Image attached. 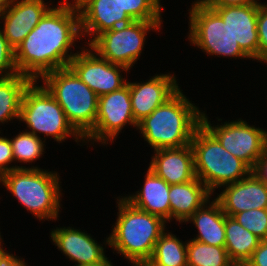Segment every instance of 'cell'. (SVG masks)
<instances>
[{
	"mask_svg": "<svg viewBox=\"0 0 267 266\" xmlns=\"http://www.w3.org/2000/svg\"><path fill=\"white\" fill-rule=\"evenodd\" d=\"M1 236H2V235H1V231H0V243H3L4 241H2L3 238H2Z\"/></svg>",
	"mask_w": 267,
	"mask_h": 266,
	"instance_id": "cell-41",
	"label": "cell"
},
{
	"mask_svg": "<svg viewBox=\"0 0 267 266\" xmlns=\"http://www.w3.org/2000/svg\"><path fill=\"white\" fill-rule=\"evenodd\" d=\"M243 266H267V240H261Z\"/></svg>",
	"mask_w": 267,
	"mask_h": 266,
	"instance_id": "cell-33",
	"label": "cell"
},
{
	"mask_svg": "<svg viewBox=\"0 0 267 266\" xmlns=\"http://www.w3.org/2000/svg\"><path fill=\"white\" fill-rule=\"evenodd\" d=\"M44 0H12L0 16V29L7 42L16 49L51 8Z\"/></svg>",
	"mask_w": 267,
	"mask_h": 266,
	"instance_id": "cell-17",
	"label": "cell"
},
{
	"mask_svg": "<svg viewBox=\"0 0 267 266\" xmlns=\"http://www.w3.org/2000/svg\"><path fill=\"white\" fill-rule=\"evenodd\" d=\"M189 222L193 223L198 231L192 239L212 246L225 247V213L214 198L197 209L185 224Z\"/></svg>",
	"mask_w": 267,
	"mask_h": 266,
	"instance_id": "cell-22",
	"label": "cell"
},
{
	"mask_svg": "<svg viewBox=\"0 0 267 266\" xmlns=\"http://www.w3.org/2000/svg\"><path fill=\"white\" fill-rule=\"evenodd\" d=\"M86 47V48H85ZM68 67L83 81L98 97L118 90L125 86L128 79L123 77L129 69L112 64L100 57L88 45L82 46Z\"/></svg>",
	"mask_w": 267,
	"mask_h": 266,
	"instance_id": "cell-12",
	"label": "cell"
},
{
	"mask_svg": "<svg viewBox=\"0 0 267 266\" xmlns=\"http://www.w3.org/2000/svg\"><path fill=\"white\" fill-rule=\"evenodd\" d=\"M5 266H28V264L24 261V258H20L14 255Z\"/></svg>",
	"mask_w": 267,
	"mask_h": 266,
	"instance_id": "cell-38",
	"label": "cell"
},
{
	"mask_svg": "<svg viewBox=\"0 0 267 266\" xmlns=\"http://www.w3.org/2000/svg\"><path fill=\"white\" fill-rule=\"evenodd\" d=\"M12 0H0V16L4 13V11L11 4Z\"/></svg>",
	"mask_w": 267,
	"mask_h": 266,
	"instance_id": "cell-39",
	"label": "cell"
},
{
	"mask_svg": "<svg viewBox=\"0 0 267 266\" xmlns=\"http://www.w3.org/2000/svg\"><path fill=\"white\" fill-rule=\"evenodd\" d=\"M12 152L14 157V164L30 163L31 167L28 168H40L39 166H32V162L35 163L44 154L46 141L43 138L27 132L26 130L20 131L17 135L10 138Z\"/></svg>",
	"mask_w": 267,
	"mask_h": 266,
	"instance_id": "cell-27",
	"label": "cell"
},
{
	"mask_svg": "<svg viewBox=\"0 0 267 266\" xmlns=\"http://www.w3.org/2000/svg\"><path fill=\"white\" fill-rule=\"evenodd\" d=\"M136 130L138 123L132 112L128 82L122 88L98 97V112L94 128L84 137V142L92 146L95 142L110 145L126 125Z\"/></svg>",
	"mask_w": 267,
	"mask_h": 266,
	"instance_id": "cell-11",
	"label": "cell"
},
{
	"mask_svg": "<svg viewBox=\"0 0 267 266\" xmlns=\"http://www.w3.org/2000/svg\"><path fill=\"white\" fill-rule=\"evenodd\" d=\"M223 188V189H221ZM215 200L227 216L252 209H267V185L253 172L246 178L224 185Z\"/></svg>",
	"mask_w": 267,
	"mask_h": 266,
	"instance_id": "cell-16",
	"label": "cell"
},
{
	"mask_svg": "<svg viewBox=\"0 0 267 266\" xmlns=\"http://www.w3.org/2000/svg\"><path fill=\"white\" fill-rule=\"evenodd\" d=\"M213 194L196 177L186 183L170 185V222L185 223V221L201 208Z\"/></svg>",
	"mask_w": 267,
	"mask_h": 266,
	"instance_id": "cell-21",
	"label": "cell"
},
{
	"mask_svg": "<svg viewBox=\"0 0 267 266\" xmlns=\"http://www.w3.org/2000/svg\"><path fill=\"white\" fill-rule=\"evenodd\" d=\"M252 172L267 185V148L252 169Z\"/></svg>",
	"mask_w": 267,
	"mask_h": 266,
	"instance_id": "cell-35",
	"label": "cell"
},
{
	"mask_svg": "<svg viewBox=\"0 0 267 266\" xmlns=\"http://www.w3.org/2000/svg\"><path fill=\"white\" fill-rule=\"evenodd\" d=\"M194 153L196 177L214 195L216 189L246 178L252 169L230 154L218 139L201 123L190 143Z\"/></svg>",
	"mask_w": 267,
	"mask_h": 266,
	"instance_id": "cell-5",
	"label": "cell"
},
{
	"mask_svg": "<svg viewBox=\"0 0 267 266\" xmlns=\"http://www.w3.org/2000/svg\"><path fill=\"white\" fill-rule=\"evenodd\" d=\"M178 85V79L172 72L155 74L146 82L128 80L135 121L139 123L150 115L180 88Z\"/></svg>",
	"mask_w": 267,
	"mask_h": 266,
	"instance_id": "cell-14",
	"label": "cell"
},
{
	"mask_svg": "<svg viewBox=\"0 0 267 266\" xmlns=\"http://www.w3.org/2000/svg\"><path fill=\"white\" fill-rule=\"evenodd\" d=\"M60 178L57 171L49 169L17 168L2 175L0 184L35 219L56 222L63 208Z\"/></svg>",
	"mask_w": 267,
	"mask_h": 266,
	"instance_id": "cell-4",
	"label": "cell"
},
{
	"mask_svg": "<svg viewBox=\"0 0 267 266\" xmlns=\"http://www.w3.org/2000/svg\"><path fill=\"white\" fill-rule=\"evenodd\" d=\"M260 242L261 239L241 226L234 217L225 214V248L236 266H243Z\"/></svg>",
	"mask_w": 267,
	"mask_h": 266,
	"instance_id": "cell-23",
	"label": "cell"
},
{
	"mask_svg": "<svg viewBox=\"0 0 267 266\" xmlns=\"http://www.w3.org/2000/svg\"><path fill=\"white\" fill-rule=\"evenodd\" d=\"M79 16L82 38L89 37L85 45L105 31L134 21L122 10L119 0H91L79 11Z\"/></svg>",
	"mask_w": 267,
	"mask_h": 266,
	"instance_id": "cell-18",
	"label": "cell"
},
{
	"mask_svg": "<svg viewBox=\"0 0 267 266\" xmlns=\"http://www.w3.org/2000/svg\"><path fill=\"white\" fill-rule=\"evenodd\" d=\"M238 223L261 240H267V209H252L233 216Z\"/></svg>",
	"mask_w": 267,
	"mask_h": 266,
	"instance_id": "cell-29",
	"label": "cell"
},
{
	"mask_svg": "<svg viewBox=\"0 0 267 266\" xmlns=\"http://www.w3.org/2000/svg\"><path fill=\"white\" fill-rule=\"evenodd\" d=\"M3 243H0V266H5V264L15 255L3 247Z\"/></svg>",
	"mask_w": 267,
	"mask_h": 266,
	"instance_id": "cell-36",
	"label": "cell"
},
{
	"mask_svg": "<svg viewBox=\"0 0 267 266\" xmlns=\"http://www.w3.org/2000/svg\"><path fill=\"white\" fill-rule=\"evenodd\" d=\"M142 265L187 266V241L165 231L156 242L150 260Z\"/></svg>",
	"mask_w": 267,
	"mask_h": 266,
	"instance_id": "cell-25",
	"label": "cell"
},
{
	"mask_svg": "<svg viewBox=\"0 0 267 266\" xmlns=\"http://www.w3.org/2000/svg\"><path fill=\"white\" fill-rule=\"evenodd\" d=\"M14 163V157L12 152V146L10 142V138L7 136H0V177L9 171H12L17 168H28L26 166L18 165H9Z\"/></svg>",
	"mask_w": 267,
	"mask_h": 266,
	"instance_id": "cell-32",
	"label": "cell"
},
{
	"mask_svg": "<svg viewBox=\"0 0 267 266\" xmlns=\"http://www.w3.org/2000/svg\"><path fill=\"white\" fill-rule=\"evenodd\" d=\"M205 112H202L201 123L230 154L253 169L267 148V130L250 125L241 118L213 125Z\"/></svg>",
	"mask_w": 267,
	"mask_h": 266,
	"instance_id": "cell-10",
	"label": "cell"
},
{
	"mask_svg": "<svg viewBox=\"0 0 267 266\" xmlns=\"http://www.w3.org/2000/svg\"><path fill=\"white\" fill-rule=\"evenodd\" d=\"M204 6H227V5H249L261 4L259 0H198Z\"/></svg>",
	"mask_w": 267,
	"mask_h": 266,
	"instance_id": "cell-34",
	"label": "cell"
},
{
	"mask_svg": "<svg viewBox=\"0 0 267 266\" xmlns=\"http://www.w3.org/2000/svg\"><path fill=\"white\" fill-rule=\"evenodd\" d=\"M260 4L206 6L212 8L228 25L235 41L252 59L259 62L257 14Z\"/></svg>",
	"mask_w": 267,
	"mask_h": 266,
	"instance_id": "cell-15",
	"label": "cell"
},
{
	"mask_svg": "<svg viewBox=\"0 0 267 266\" xmlns=\"http://www.w3.org/2000/svg\"><path fill=\"white\" fill-rule=\"evenodd\" d=\"M134 21L163 22L161 0H119Z\"/></svg>",
	"mask_w": 267,
	"mask_h": 266,
	"instance_id": "cell-28",
	"label": "cell"
},
{
	"mask_svg": "<svg viewBox=\"0 0 267 266\" xmlns=\"http://www.w3.org/2000/svg\"><path fill=\"white\" fill-rule=\"evenodd\" d=\"M50 237L52 244L54 243L69 261L75 262L74 266L95 265L107 258L105 248L109 245L108 235L103 244H99L85 229L82 231L72 226H62L52 229Z\"/></svg>",
	"mask_w": 267,
	"mask_h": 266,
	"instance_id": "cell-13",
	"label": "cell"
},
{
	"mask_svg": "<svg viewBox=\"0 0 267 266\" xmlns=\"http://www.w3.org/2000/svg\"><path fill=\"white\" fill-rule=\"evenodd\" d=\"M32 81L20 73L0 78V125L14 119L19 121L23 94Z\"/></svg>",
	"mask_w": 267,
	"mask_h": 266,
	"instance_id": "cell-24",
	"label": "cell"
},
{
	"mask_svg": "<svg viewBox=\"0 0 267 266\" xmlns=\"http://www.w3.org/2000/svg\"><path fill=\"white\" fill-rule=\"evenodd\" d=\"M40 81L61 106L68 122L84 138L95 125L98 95L69 67L46 73Z\"/></svg>",
	"mask_w": 267,
	"mask_h": 266,
	"instance_id": "cell-7",
	"label": "cell"
},
{
	"mask_svg": "<svg viewBox=\"0 0 267 266\" xmlns=\"http://www.w3.org/2000/svg\"><path fill=\"white\" fill-rule=\"evenodd\" d=\"M75 11L79 12L91 0H64Z\"/></svg>",
	"mask_w": 267,
	"mask_h": 266,
	"instance_id": "cell-37",
	"label": "cell"
},
{
	"mask_svg": "<svg viewBox=\"0 0 267 266\" xmlns=\"http://www.w3.org/2000/svg\"><path fill=\"white\" fill-rule=\"evenodd\" d=\"M143 186L123 198L132 206L144 212L157 215L170 222V185L154 174L149 168L145 172Z\"/></svg>",
	"mask_w": 267,
	"mask_h": 266,
	"instance_id": "cell-20",
	"label": "cell"
},
{
	"mask_svg": "<svg viewBox=\"0 0 267 266\" xmlns=\"http://www.w3.org/2000/svg\"><path fill=\"white\" fill-rule=\"evenodd\" d=\"M78 39H83L79 12L60 0L15 49L18 72L39 81L46 73L68 67L79 52L71 49Z\"/></svg>",
	"mask_w": 267,
	"mask_h": 266,
	"instance_id": "cell-1",
	"label": "cell"
},
{
	"mask_svg": "<svg viewBox=\"0 0 267 266\" xmlns=\"http://www.w3.org/2000/svg\"><path fill=\"white\" fill-rule=\"evenodd\" d=\"M117 219L109 234V247L132 266L147 263L156 242L167 231L163 218L132 206L120 195L116 198Z\"/></svg>",
	"mask_w": 267,
	"mask_h": 266,
	"instance_id": "cell-3",
	"label": "cell"
},
{
	"mask_svg": "<svg viewBox=\"0 0 267 266\" xmlns=\"http://www.w3.org/2000/svg\"><path fill=\"white\" fill-rule=\"evenodd\" d=\"M149 169L169 185L186 183L196 178L191 145L153 150Z\"/></svg>",
	"mask_w": 267,
	"mask_h": 266,
	"instance_id": "cell-19",
	"label": "cell"
},
{
	"mask_svg": "<svg viewBox=\"0 0 267 266\" xmlns=\"http://www.w3.org/2000/svg\"><path fill=\"white\" fill-rule=\"evenodd\" d=\"M181 87L138 123L137 131L153 150L189 145L201 124L202 111Z\"/></svg>",
	"mask_w": 267,
	"mask_h": 266,
	"instance_id": "cell-2",
	"label": "cell"
},
{
	"mask_svg": "<svg viewBox=\"0 0 267 266\" xmlns=\"http://www.w3.org/2000/svg\"><path fill=\"white\" fill-rule=\"evenodd\" d=\"M107 257L105 260H103L101 263L95 264V265H88V266H114L113 262H111L110 259Z\"/></svg>",
	"mask_w": 267,
	"mask_h": 266,
	"instance_id": "cell-40",
	"label": "cell"
},
{
	"mask_svg": "<svg viewBox=\"0 0 267 266\" xmlns=\"http://www.w3.org/2000/svg\"><path fill=\"white\" fill-rule=\"evenodd\" d=\"M15 65V49L7 42L0 29V78H7L18 74Z\"/></svg>",
	"mask_w": 267,
	"mask_h": 266,
	"instance_id": "cell-30",
	"label": "cell"
},
{
	"mask_svg": "<svg viewBox=\"0 0 267 266\" xmlns=\"http://www.w3.org/2000/svg\"><path fill=\"white\" fill-rule=\"evenodd\" d=\"M267 2L258 7L257 31L259 37V62L267 61Z\"/></svg>",
	"mask_w": 267,
	"mask_h": 266,
	"instance_id": "cell-31",
	"label": "cell"
},
{
	"mask_svg": "<svg viewBox=\"0 0 267 266\" xmlns=\"http://www.w3.org/2000/svg\"><path fill=\"white\" fill-rule=\"evenodd\" d=\"M163 22L132 21L98 35L88 46L112 64L133 68L149 32H160Z\"/></svg>",
	"mask_w": 267,
	"mask_h": 266,
	"instance_id": "cell-9",
	"label": "cell"
},
{
	"mask_svg": "<svg viewBox=\"0 0 267 266\" xmlns=\"http://www.w3.org/2000/svg\"><path fill=\"white\" fill-rule=\"evenodd\" d=\"M188 11L187 39L192 46L208 56L251 60L233 38L228 25L212 8L195 0Z\"/></svg>",
	"mask_w": 267,
	"mask_h": 266,
	"instance_id": "cell-8",
	"label": "cell"
},
{
	"mask_svg": "<svg viewBox=\"0 0 267 266\" xmlns=\"http://www.w3.org/2000/svg\"><path fill=\"white\" fill-rule=\"evenodd\" d=\"M37 82L32 81L23 94L19 122L25 123V130L38 138H42L41 134L45 135V141L51 137L60 144L72 136L78 145L85 144L84 138L68 122L53 95Z\"/></svg>",
	"mask_w": 267,
	"mask_h": 266,
	"instance_id": "cell-6",
	"label": "cell"
},
{
	"mask_svg": "<svg viewBox=\"0 0 267 266\" xmlns=\"http://www.w3.org/2000/svg\"><path fill=\"white\" fill-rule=\"evenodd\" d=\"M187 266H236L225 247L187 240Z\"/></svg>",
	"mask_w": 267,
	"mask_h": 266,
	"instance_id": "cell-26",
	"label": "cell"
}]
</instances>
